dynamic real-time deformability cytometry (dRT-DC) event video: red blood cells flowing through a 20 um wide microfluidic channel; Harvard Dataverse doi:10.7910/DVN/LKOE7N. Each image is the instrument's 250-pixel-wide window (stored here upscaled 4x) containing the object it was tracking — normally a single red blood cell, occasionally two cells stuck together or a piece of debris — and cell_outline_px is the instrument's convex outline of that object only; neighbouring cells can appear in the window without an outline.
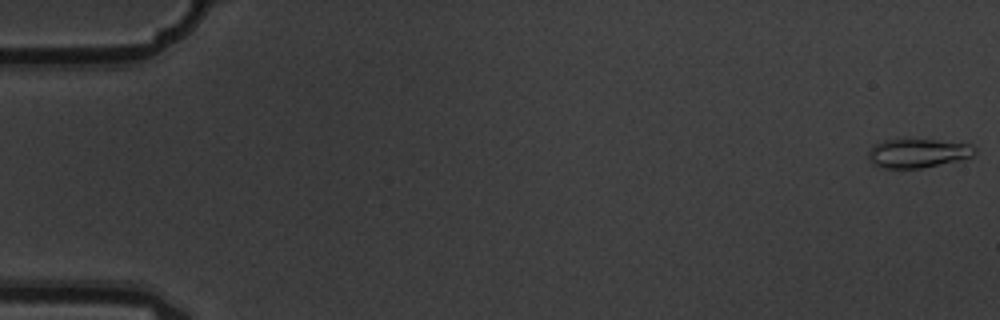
{"species": "common noctule bat (a hibernating species)", "species_latin": "Nyctalus noctula", "temperature_condition": "warm", "stored_images_in_passage": 6, "camera_frame_rate_fps": 3000, "um_per_image_px": 0.085, "animal": {"sex": "male", "body_mass_g": 19.5, "forearm_length_mm": 54.6}, "frame": {"image": 1, "passage_image": 1, "time_ms": 0.0, "image_size_px": [1000, 320], "cell_outline_px": [[976, 156], [968, 160], [920, 168], [884, 168], [872, 164], [868, 160], [868, 152], [872, 144], [884, 140], [908, 136], [972, 144], [976, 148]], "centroid_in_image_um": [78.06, 12.98], "position_along_channel_um": 6.9, "area_um2": 19.31}}
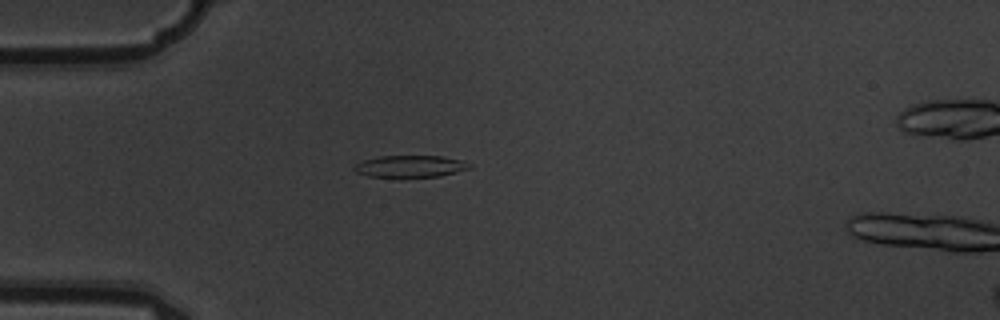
{"frame": {"image": 2, "passage_image": 5, "time_ms": 1.333, "image_size_px": [1000, 320], "cell_outline_px": [[472, 168], [440, 176], [400, 180], [368, 176], [356, 172], [352, 168], [356, 164], [364, 160], [380, 156], [444, 156], [460, 160], [472, 164]], "centroid_in_image_um": [34.86, 14.19], "position_along_channel_um": 50.1, "area_um2": 15.49}}